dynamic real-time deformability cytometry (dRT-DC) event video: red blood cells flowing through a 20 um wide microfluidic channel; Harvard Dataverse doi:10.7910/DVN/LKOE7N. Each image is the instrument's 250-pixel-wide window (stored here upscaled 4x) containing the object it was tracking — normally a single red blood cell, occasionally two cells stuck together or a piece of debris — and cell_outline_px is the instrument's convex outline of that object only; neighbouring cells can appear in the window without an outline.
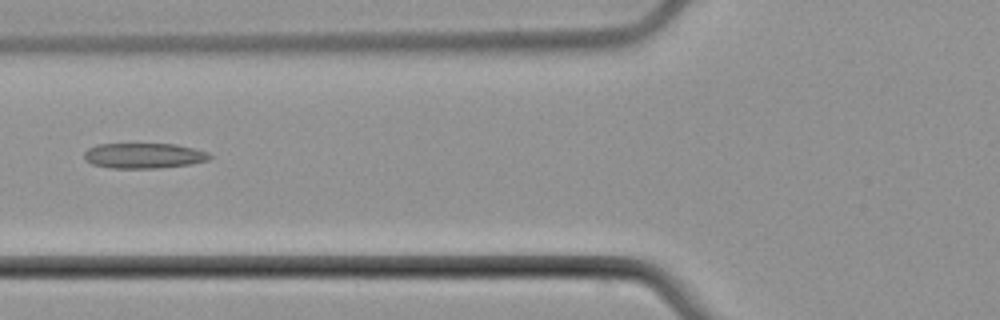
{"species": "common noctule bat (a hibernating species)", "species_latin": "Nyctalus noctula", "temperature_condition": "cold", "stored_images_in_passage": 3, "camera_frame_rate_fps": 3000, "um_per_image_px": 0.085, "animal": {"sex": "male", "body_mass_g": 21.5, "forearm_length_mm": 52.0}, "frame": {"image": 1, "passage_image": 3, "time_ms": 2.333, "image_size_px": [1000, 320], "cell_outline_px": [[212, 156], [208, 160], [192, 164], [160, 168], [112, 168], [92, 164], [84, 160], [84, 152], [88, 148], [96, 144], [176, 144], [208, 152]], "centroid_in_image_um": [12.21, 13.23], "position_along_channel_um": 113.6, "area_um2": 18.61}}